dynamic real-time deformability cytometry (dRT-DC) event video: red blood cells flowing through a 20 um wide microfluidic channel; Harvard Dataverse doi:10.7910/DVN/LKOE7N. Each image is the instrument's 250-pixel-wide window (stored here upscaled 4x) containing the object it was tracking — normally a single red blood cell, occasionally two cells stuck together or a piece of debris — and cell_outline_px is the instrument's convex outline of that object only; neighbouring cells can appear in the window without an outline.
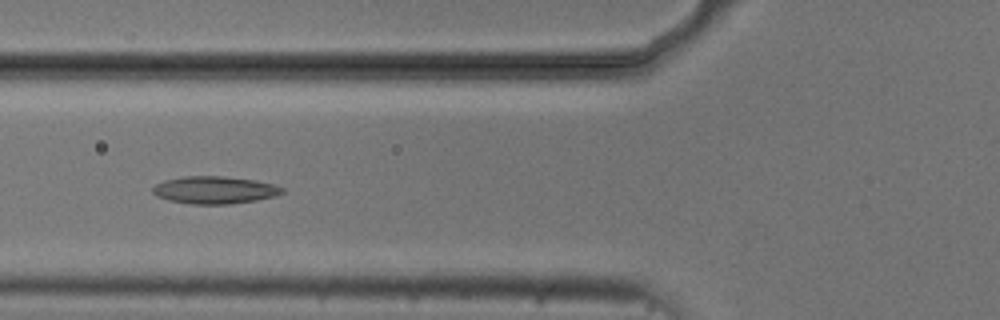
{"species": "common noctule bat (a hibernating species)", "species_latin": "Nyctalus noctula", "temperature_condition": "cold", "stored_images_in_passage": 8, "camera_frame_rate_fps": 3000, "um_per_image_px": 0.085, "animal": {"sex": "male", "body_mass_g": 20.5, "forearm_length_mm": 52.5}, "frame": {"image": 1, "passage_image": 4, "time_ms": 5.0, "image_size_px": [1000, 320], "cell_outline_px": [[284, 192], [276, 196], [256, 200], [228, 204], [192, 204], [168, 200], [156, 196], [152, 192], [152, 188], [156, 184], [164, 180], [184, 176], [224, 176], [252, 180], [272, 184], [284, 188]], "centroid_in_image_um": [18.21, 16.15], "position_along_channel_um": 107.6, "area_um2": 20.63}}
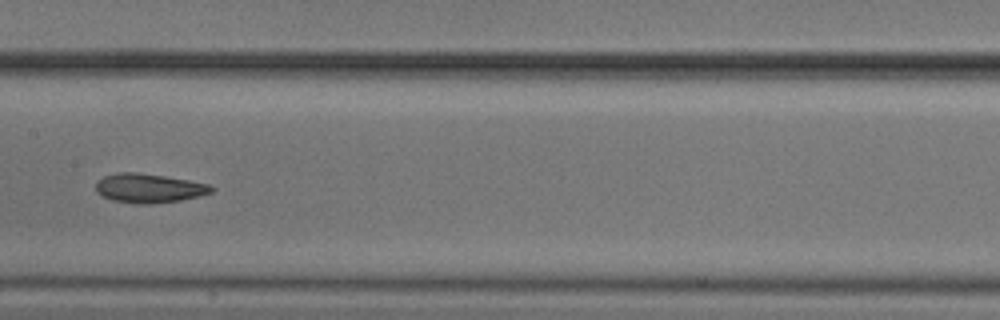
{"frame": {"image": 2, "passage_image": 6, "time_ms": 7.333, "image_size_px": [1000, 320], "cell_outline_px": [[216, 188], [212, 192], [200, 196], [180, 200], [152, 204], [136, 204], [112, 200], [96, 192], [96, 184], [104, 176], [116, 172], [136, 172], [164, 176], [188, 180], [208, 184]], "centroid_in_image_um": [12.67, 16.0], "position_along_channel_um": 194.7, "area_um2": 19.59}}
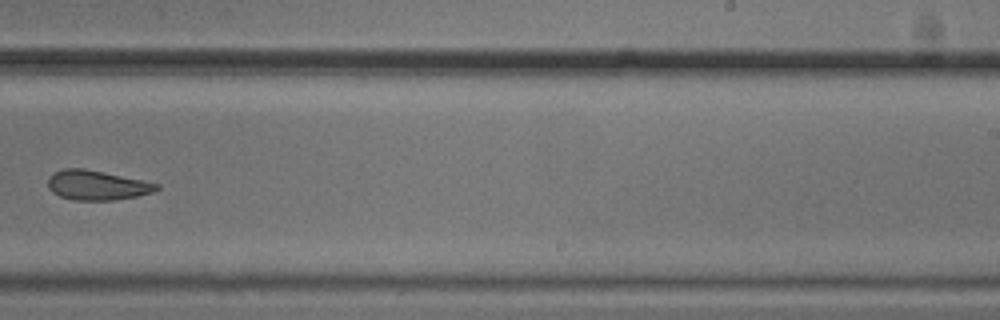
{"frame": {"image": 3, "passage_image": 8, "time_ms": 9.667, "image_size_px": [1000, 320], "cell_outline_px": [[160, 188], [152, 192], [136, 196], [116, 200], [72, 200], [60, 196], [52, 192], [48, 188], [48, 176], [52, 172], [64, 168], [84, 168], [160, 184]], "centroid_in_image_um": [8.19, 15.74], "position_along_channel_um": 280.8, "area_um2": 18.79}}